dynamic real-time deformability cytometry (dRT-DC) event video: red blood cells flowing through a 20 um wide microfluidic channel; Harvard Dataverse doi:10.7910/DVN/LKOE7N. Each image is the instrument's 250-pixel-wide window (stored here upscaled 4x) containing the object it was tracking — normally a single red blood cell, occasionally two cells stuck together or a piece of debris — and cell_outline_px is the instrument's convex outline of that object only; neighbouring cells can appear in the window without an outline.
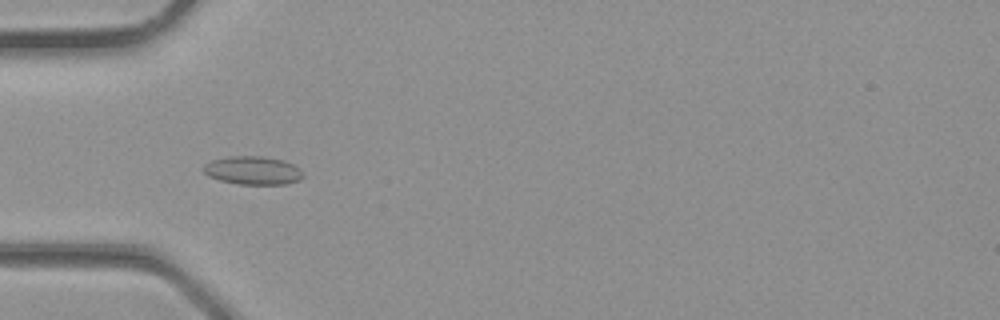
{"species": "common noctule bat (a hibernating species)", "species_latin": "Nyctalus noctula", "temperature_condition": "room temperature", "stored_images_in_passage": 35, "camera_frame_rate_fps": 3000, "um_per_image_px": 0.085, "animal": {"sex": "male", "body_mass_g": 23.1, "forearm_length_mm": 52.7}, "frame": {"image": 1, "passage_image": 11, "time_ms": 3.333, "image_size_px": [1000, 320], "cell_outline_px": [[304, 176], [300, 180], [288, 184], [240, 184], [220, 180], [208, 176], [204, 172], [204, 164], [212, 160], [228, 156], [264, 156], [284, 160], [300, 168]], "centroid_in_image_um": [21.52, 14.48], "position_along_channel_um": 63.5, "area_um2": 16.53}}
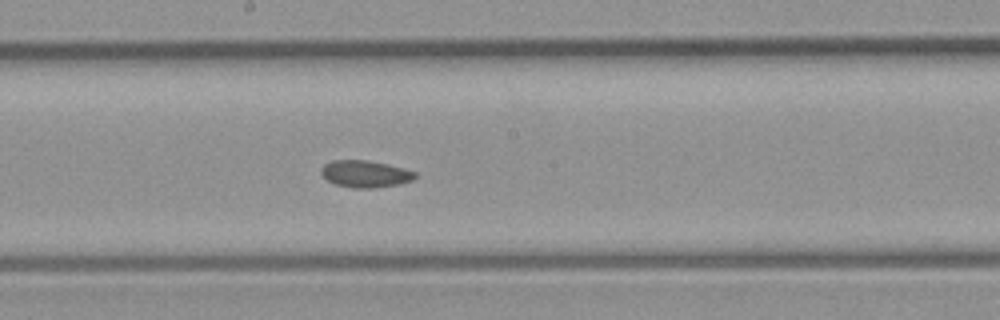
{"frame": {"image": 2, "passage_image": 19, "time_ms": 6.0, "image_size_px": [1000, 320], "cell_outline_px": [[416, 176], [412, 180], [400, 184], [376, 188], [356, 188], [336, 184], [328, 180], [320, 172], [320, 168], [324, 164], [332, 160], [368, 160], [388, 164], [404, 168], [416, 172]], "centroid_in_image_um": [31.06, 14.77], "position_along_channel_um": 217.1, "area_um2": 14.8}}
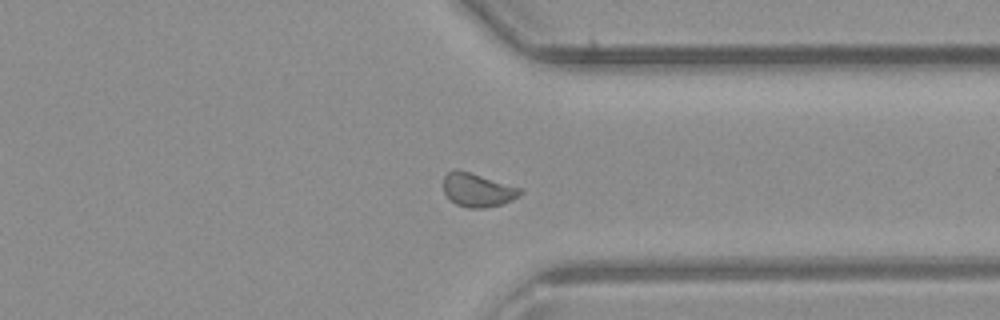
{"frame": {"image": 3, "passage_image": 27, "time_ms": 8.667, "image_size_px": [1000, 320], "cell_outline_px": [[524, 192], [520, 196], [512, 200], [500, 204], [484, 208], [468, 208], [456, 204], [444, 192], [444, 176], [448, 172], [468, 172], [524, 188]], "centroid_in_image_um": [40.68, 16.18], "position_along_channel_um": 370.7, "area_um2": 14.74}}